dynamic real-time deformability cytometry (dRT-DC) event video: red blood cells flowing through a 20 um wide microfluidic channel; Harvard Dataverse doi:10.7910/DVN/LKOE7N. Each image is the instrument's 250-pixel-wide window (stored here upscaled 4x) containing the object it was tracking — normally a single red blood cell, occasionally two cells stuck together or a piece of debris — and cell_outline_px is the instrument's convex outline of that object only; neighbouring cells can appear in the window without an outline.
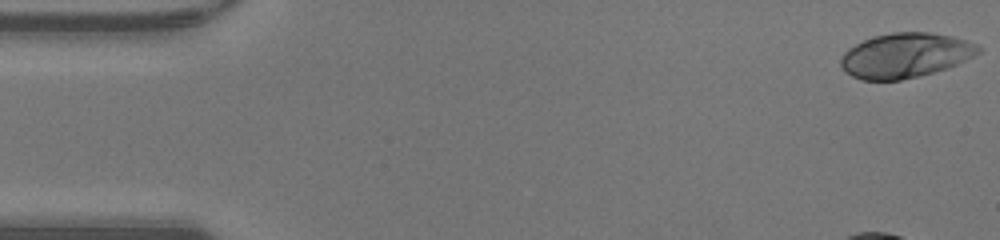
{"species": "human", "species_latin": "Homo sapiens", "temperature_condition": "warm", "stored_images_in_passage": 35, "camera_frame_rate_fps": 3000, "um_per_image_px": 0.085, "donor": {"sex": "male"}, "frame": {"image": 1, "passage_image": 1, "time_ms": 0.0, "image_size_px": [1000, 240], "cell_outline_px": [[980, 52], [948, 68], [900, 80], [860, 80], [844, 72], [840, 64], [840, 60], [844, 52], [848, 48], [872, 36], [892, 32], [928, 32], [952, 36], [976, 44], [980, 48]], "centroid_in_image_um": [76.9, 4.7], "position_along_channel_um": 8.1, "area_um2": 35.66}}